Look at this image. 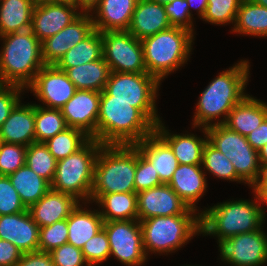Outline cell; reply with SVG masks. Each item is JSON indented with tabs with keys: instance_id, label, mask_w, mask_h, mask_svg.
Masks as SVG:
<instances>
[{
	"instance_id": "9c48e42d",
	"label": "cell",
	"mask_w": 267,
	"mask_h": 266,
	"mask_svg": "<svg viewBox=\"0 0 267 266\" xmlns=\"http://www.w3.org/2000/svg\"><path fill=\"white\" fill-rule=\"evenodd\" d=\"M208 142L223 153L234 165L236 174L253 187L259 180L263 169L258 151L245 136L230 130L224 124L206 127Z\"/></svg>"
},
{
	"instance_id": "7bdbcfd3",
	"label": "cell",
	"mask_w": 267,
	"mask_h": 266,
	"mask_svg": "<svg viewBox=\"0 0 267 266\" xmlns=\"http://www.w3.org/2000/svg\"><path fill=\"white\" fill-rule=\"evenodd\" d=\"M163 184L155 172L153 165L139 152L136 146V172H135V192L150 189Z\"/></svg>"
},
{
	"instance_id": "ffe728a7",
	"label": "cell",
	"mask_w": 267,
	"mask_h": 266,
	"mask_svg": "<svg viewBox=\"0 0 267 266\" xmlns=\"http://www.w3.org/2000/svg\"><path fill=\"white\" fill-rule=\"evenodd\" d=\"M79 203L69 194L50 189L28 210L33 221L41 228L67 219Z\"/></svg>"
},
{
	"instance_id": "f5cc1de1",
	"label": "cell",
	"mask_w": 267,
	"mask_h": 266,
	"mask_svg": "<svg viewBox=\"0 0 267 266\" xmlns=\"http://www.w3.org/2000/svg\"><path fill=\"white\" fill-rule=\"evenodd\" d=\"M100 0H74V5L82 8V13H88L98 5ZM84 10V11H83Z\"/></svg>"
},
{
	"instance_id": "5bb4252c",
	"label": "cell",
	"mask_w": 267,
	"mask_h": 266,
	"mask_svg": "<svg viewBox=\"0 0 267 266\" xmlns=\"http://www.w3.org/2000/svg\"><path fill=\"white\" fill-rule=\"evenodd\" d=\"M47 108L61 109L77 91L65 71L56 65H44L28 86Z\"/></svg>"
},
{
	"instance_id": "83f0119b",
	"label": "cell",
	"mask_w": 267,
	"mask_h": 266,
	"mask_svg": "<svg viewBox=\"0 0 267 266\" xmlns=\"http://www.w3.org/2000/svg\"><path fill=\"white\" fill-rule=\"evenodd\" d=\"M81 205L72 211L67 218L68 241L76 248L82 249L84 244L103 228L100 212L81 209Z\"/></svg>"
},
{
	"instance_id": "1f68e13d",
	"label": "cell",
	"mask_w": 267,
	"mask_h": 266,
	"mask_svg": "<svg viewBox=\"0 0 267 266\" xmlns=\"http://www.w3.org/2000/svg\"><path fill=\"white\" fill-rule=\"evenodd\" d=\"M103 58V42L100 31L94 29L85 39L67 51L56 66L65 71Z\"/></svg>"
},
{
	"instance_id": "44dd1931",
	"label": "cell",
	"mask_w": 267,
	"mask_h": 266,
	"mask_svg": "<svg viewBox=\"0 0 267 266\" xmlns=\"http://www.w3.org/2000/svg\"><path fill=\"white\" fill-rule=\"evenodd\" d=\"M0 142L29 146L35 139V105H20L11 111L0 127Z\"/></svg>"
},
{
	"instance_id": "d590c367",
	"label": "cell",
	"mask_w": 267,
	"mask_h": 266,
	"mask_svg": "<svg viewBox=\"0 0 267 266\" xmlns=\"http://www.w3.org/2000/svg\"><path fill=\"white\" fill-rule=\"evenodd\" d=\"M90 139L82 130L68 127L44 142L50 153L58 161L79 150Z\"/></svg>"
},
{
	"instance_id": "6f0895ef",
	"label": "cell",
	"mask_w": 267,
	"mask_h": 266,
	"mask_svg": "<svg viewBox=\"0 0 267 266\" xmlns=\"http://www.w3.org/2000/svg\"><path fill=\"white\" fill-rule=\"evenodd\" d=\"M149 1L156 2L165 6L166 4H170L174 0H149Z\"/></svg>"
},
{
	"instance_id": "7dc6e473",
	"label": "cell",
	"mask_w": 267,
	"mask_h": 266,
	"mask_svg": "<svg viewBox=\"0 0 267 266\" xmlns=\"http://www.w3.org/2000/svg\"><path fill=\"white\" fill-rule=\"evenodd\" d=\"M22 89L23 87L21 86L7 84L0 88V127L20 102L19 95Z\"/></svg>"
},
{
	"instance_id": "8fae6325",
	"label": "cell",
	"mask_w": 267,
	"mask_h": 266,
	"mask_svg": "<svg viewBox=\"0 0 267 266\" xmlns=\"http://www.w3.org/2000/svg\"><path fill=\"white\" fill-rule=\"evenodd\" d=\"M103 58L111 72L147 73L141 40L128 30L101 33Z\"/></svg>"
},
{
	"instance_id": "3957f363",
	"label": "cell",
	"mask_w": 267,
	"mask_h": 266,
	"mask_svg": "<svg viewBox=\"0 0 267 266\" xmlns=\"http://www.w3.org/2000/svg\"><path fill=\"white\" fill-rule=\"evenodd\" d=\"M5 41L0 54V79L3 84L23 88L33 82L45 65L41 42L31 29L1 36Z\"/></svg>"
},
{
	"instance_id": "ab89813d",
	"label": "cell",
	"mask_w": 267,
	"mask_h": 266,
	"mask_svg": "<svg viewBox=\"0 0 267 266\" xmlns=\"http://www.w3.org/2000/svg\"><path fill=\"white\" fill-rule=\"evenodd\" d=\"M68 241L67 219L57 221L50 226L39 229L38 250L51 252L53 249L66 244Z\"/></svg>"
},
{
	"instance_id": "d6986e66",
	"label": "cell",
	"mask_w": 267,
	"mask_h": 266,
	"mask_svg": "<svg viewBox=\"0 0 267 266\" xmlns=\"http://www.w3.org/2000/svg\"><path fill=\"white\" fill-rule=\"evenodd\" d=\"M39 229L29 210L0 216V239L11 242L22 253L38 251Z\"/></svg>"
},
{
	"instance_id": "db71d44e",
	"label": "cell",
	"mask_w": 267,
	"mask_h": 266,
	"mask_svg": "<svg viewBox=\"0 0 267 266\" xmlns=\"http://www.w3.org/2000/svg\"><path fill=\"white\" fill-rule=\"evenodd\" d=\"M187 2H188L189 9L191 7L193 8V5L197 3L198 6L195 8L198 9V12H199L198 14L201 16V18H203L206 12V9H207L208 0H187Z\"/></svg>"
},
{
	"instance_id": "ac0fdd59",
	"label": "cell",
	"mask_w": 267,
	"mask_h": 266,
	"mask_svg": "<svg viewBox=\"0 0 267 266\" xmlns=\"http://www.w3.org/2000/svg\"><path fill=\"white\" fill-rule=\"evenodd\" d=\"M136 194L139 221L154 216L180 215L189 209L168 184H161Z\"/></svg>"
},
{
	"instance_id": "e575fe53",
	"label": "cell",
	"mask_w": 267,
	"mask_h": 266,
	"mask_svg": "<svg viewBox=\"0 0 267 266\" xmlns=\"http://www.w3.org/2000/svg\"><path fill=\"white\" fill-rule=\"evenodd\" d=\"M68 128L61 109L46 108L35 104V139L44 143Z\"/></svg>"
},
{
	"instance_id": "7a4b0ae2",
	"label": "cell",
	"mask_w": 267,
	"mask_h": 266,
	"mask_svg": "<svg viewBox=\"0 0 267 266\" xmlns=\"http://www.w3.org/2000/svg\"><path fill=\"white\" fill-rule=\"evenodd\" d=\"M249 62L241 61L217 76L200 95L194 116V127H209L210 121L224 115L216 124H224L229 112L247 95L244 94L248 81Z\"/></svg>"
},
{
	"instance_id": "cb8c5ba5",
	"label": "cell",
	"mask_w": 267,
	"mask_h": 266,
	"mask_svg": "<svg viewBox=\"0 0 267 266\" xmlns=\"http://www.w3.org/2000/svg\"><path fill=\"white\" fill-rule=\"evenodd\" d=\"M138 0H100L94 8L98 19H93L97 31L128 30Z\"/></svg>"
},
{
	"instance_id": "2e32d148",
	"label": "cell",
	"mask_w": 267,
	"mask_h": 266,
	"mask_svg": "<svg viewBox=\"0 0 267 266\" xmlns=\"http://www.w3.org/2000/svg\"><path fill=\"white\" fill-rule=\"evenodd\" d=\"M76 10L74 4L37 0L32 12L31 31L40 42H43L73 22L81 14Z\"/></svg>"
},
{
	"instance_id": "b9f144b4",
	"label": "cell",
	"mask_w": 267,
	"mask_h": 266,
	"mask_svg": "<svg viewBox=\"0 0 267 266\" xmlns=\"http://www.w3.org/2000/svg\"><path fill=\"white\" fill-rule=\"evenodd\" d=\"M81 250L88 266H95L94 264L107 260L110 256V246L105 229H100L84 244Z\"/></svg>"
},
{
	"instance_id": "4dcf8cb0",
	"label": "cell",
	"mask_w": 267,
	"mask_h": 266,
	"mask_svg": "<svg viewBox=\"0 0 267 266\" xmlns=\"http://www.w3.org/2000/svg\"><path fill=\"white\" fill-rule=\"evenodd\" d=\"M8 177L27 209L51 189V184L26 164Z\"/></svg>"
},
{
	"instance_id": "bcb514c9",
	"label": "cell",
	"mask_w": 267,
	"mask_h": 266,
	"mask_svg": "<svg viewBox=\"0 0 267 266\" xmlns=\"http://www.w3.org/2000/svg\"><path fill=\"white\" fill-rule=\"evenodd\" d=\"M49 253L55 266H83L86 263L82 250L69 243L63 244Z\"/></svg>"
},
{
	"instance_id": "f907efd6",
	"label": "cell",
	"mask_w": 267,
	"mask_h": 266,
	"mask_svg": "<svg viewBox=\"0 0 267 266\" xmlns=\"http://www.w3.org/2000/svg\"><path fill=\"white\" fill-rule=\"evenodd\" d=\"M248 143L255 149L259 150L267 143V118L255 130L247 136Z\"/></svg>"
},
{
	"instance_id": "c3c4849f",
	"label": "cell",
	"mask_w": 267,
	"mask_h": 266,
	"mask_svg": "<svg viewBox=\"0 0 267 266\" xmlns=\"http://www.w3.org/2000/svg\"><path fill=\"white\" fill-rule=\"evenodd\" d=\"M22 254L11 242L0 239V266H16Z\"/></svg>"
},
{
	"instance_id": "d4e9b609",
	"label": "cell",
	"mask_w": 267,
	"mask_h": 266,
	"mask_svg": "<svg viewBox=\"0 0 267 266\" xmlns=\"http://www.w3.org/2000/svg\"><path fill=\"white\" fill-rule=\"evenodd\" d=\"M201 165L179 164L168 185L189 206L195 208V202L206 190V178Z\"/></svg>"
},
{
	"instance_id": "277c9868",
	"label": "cell",
	"mask_w": 267,
	"mask_h": 266,
	"mask_svg": "<svg viewBox=\"0 0 267 266\" xmlns=\"http://www.w3.org/2000/svg\"><path fill=\"white\" fill-rule=\"evenodd\" d=\"M136 145H103L94 166L90 200L103 194L135 192Z\"/></svg>"
},
{
	"instance_id": "f6af8a7d",
	"label": "cell",
	"mask_w": 267,
	"mask_h": 266,
	"mask_svg": "<svg viewBox=\"0 0 267 266\" xmlns=\"http://www.w3.org/2000/svg\"><path fill=\"white\" fill-rule=\"evenodd\" d=\"M164 7L171 26L180 27L193 33L192 17L187 0H174Z\"/></svg>"
},
{
	"instance_id": "d6a6232c",
	"label": "cell",
	"mask_w": 267,
	"mask_h": 266,
	"mask_svg": "<svg viewBox=\"0 0 267 266\" xmlns=\"http://www.w3.org/2000/svg\"><path fill=\"white\" fill-rule=\"evenodd\" d=\"M96 202L105 207L100 212L103 221L138 219L136 192L103 194Z\"/></svg>"
},
{
	"instance_id": "52a82bcc",
	"label": "cell",
	"mask_w": 267,
	"mask_h": 266,
	"mask_svg": "<svg viewBox=\"0 0 267 266\" xmlns=\"http://www.w3.org/2000/svg\"><path fill=\"white\" fill-rule=\"evenodd\" d=\"M189 208L184 214L154 216L140 221L143 248L153 252H171L180 248L196 233L201 232V215ZM193 214V216H192ZM196 216V217H195Z\"/></svg>"
},
{
	"instance_id": "6da1fadb",
	"label": "cell",
	"mask_w": 267,
	"mask_h": 266,
	"mask_svg": "<svg viewBox=\"0 0 267 266\" xmlns=\"http://www.w3.org/2000/svg\"><path fill=\"white\" fill-rule=\"evenodd\" d=\"M155 125L131 103L110 101L100 92L96 140L102 145H135L155 132Z\"/></svg>"
},
{
	"instance_id": "8d00e7d4",
	"label": "cell",
	"mask_w": 267,
	"mask_h": 266,
	"mask_svg": "<svg viewBox=\"0 0 267 266\" xmlns=\"http://www.w3.org/2000/svg\"><path fill=\"white\" fill-rule=\"evenodd\" d=\"M25 164L50 184L53 182L57 160L44 143L34 142L27 146Z\"/></svg>"
},
{
	"instance_id": "7c38bea8",
	"label": "cell",
	"mask_w": 267,
	"mask_h": 266,
	"mask_svg": "<svg viewBox=\"0 0 267 266\" xmlns=\"http://www.w3.org/2000/svg\"><path fill=\"white\" fill-rule=\"evenodd\" d=\"M137 220L103 222L109 240L110 255L128 266L142 265L147 259L140 221Z\"/></svg>"
},
{
	"instance_id": "836d02e7",
	"label": "cell",
	"mask_w": 267,
	"mask_h": 266,
	"mask_svg": "<svg viewBox=\"0 0 267 266\" xmlns=\"http://www.w3.org/2000/svg\"><path fill=\"white\" fill-rule=\"evenodd\" d=\"M234 27L233 32L267 36V8L252 0H242Z\"/></svg>"
},
{
	"instance_id": "60d3db41",
	"label": "cell",
	"mask_w": 267,
	"mask_h": 266,
	"mask_svg": "<svg viewBox=\"0 0 267 266\" xmlns=\"http://www.w3.org/2000/svg\"><path fill=\"white\" fill-rule=\"evenodd\" d=\"M27 146L0 142V176H8L25 164Z\"/></svg>"
},
{
	"instance_id": "8992f818",
	"label": "cell",
	"mask_w": 267,
	"mask_h": 266,
	"mask_svg": "<svg viewBox=\"0 0 267 266\" xmlns=\"http://www.w3.org/2000/svg\"><path fill=\"white\" fill-rule=\"evenodd\" d=\"M264 214L256 202H223L200 213L201 233L217 235L218 238H230L260 230Z\"/></svg>"
},
{
	"instance_id": "ee69618b",
	"label": "cell",
	"mask_w": 267,
	"mask_h": 266,
	"mask_svg": "<svg viewBox=\"0 0 267 266\" xmlns=\"http://www.w3.org/2000/svg\"><path fill=\"white\" fill-rule=\"evenodd\" d=\"M28 210L8 176H0V216Z\"/></svg>"
},
{
	"instance_id": "9a60e30c",
	"label": "cell",
	"mask_w": 267,
	"mask_h": 266,
	"mask_svg": "<svg viewBox=\"0 0 267 266\" xmlns=\"http://www.w3.org/2000/svg\"><path fill=\"white\" fill-rule=\"evenodd\" d=\"M93 15L81 13L73 22L54 36L41 42L45 65H56L64 54L85 39L93 30Z\"/></svg>"
},
{
	"instance_id": "603a6c76",
	"label": "cell",
	"mask_w": 267,
	"mask_h": 266,
	"mask_svg": "<svg viewBox=\"0 0 267 266\" xmlns=\"http://www.w3.org/2000/svg\"><path fill=\"white\" fill-rule=\"evenodd\" d=\"M139 152L153 165L163 184H168L179 163L170 146L156 133L135 144Z\"/></svg>"
},
{
	"instance_id": "816d5d0a",
	"label": "cell",
	"mask_w": 267,
	"mask_h": 266,
	"mask_svg": "<svg viewBox=\"0 0 267 266\" xmlns=\"http://www.w3.org/2000/svg\"><path fill=\"white\" fill-rule=\"evenodd\" d=\"M255 196L259 201L267 203V169L263 170L258 182L253 186Z\"/></svg>"
},
{
	"instance_id": "f1b7e54d",
	"label": "cell",
	"mask_w": 267,
	"mask_h": 266,
	"mask_svg": "<svg viewBox=\"0 0 267 266\" xmlns=\"http://www.w3.org/2000/svg\"><path fill=\"white\" fill-rule=\"evenodd\" d=\"M37 0H0V36L31 29Z\"/></svg>"
},
{
	"instance_id": "11a10c76",
	"label": "cell",
	"mask_w": 267,
	"mask_h": 266,
	"mask_svg": "<svg viewBox=\"0 0 267 266\" xmlns=\"http://www.w3.org/2000/svg\"><path fill=\"white\" fill-rule=\"evenodd\" d=\"M258 155L262 169H267V143L258 150Z\"/></svg>"
},
{
	"instance_id": "7402d4cb",
	"label": "cell",
	"mask_w": 267,
	"mask_h": 266,
	"mask_svg": "<svg viewBox=\"0 0 267 266\" xmlns=\"http://www.w3.org/2000/svg\"><path fill=\"white\" fill-rule=\"evenodd\" d=\"M170 27L171 24L162 4L138 0L128 31L138 40H142Z\"/></svg>"
},
{
	"instance_id": "681fc988",
	"label": "cell",
	"mask_w": 267,
	"mask_h": 266,
	"mask_svg": "<svg viewBox=\"0 0 267 266\" xmlns=\"http://www.w3.org/2000/svg\"><path fill=\"white\" fill-rule=\"evenodd\" d=\"M16 266H55L50 253L34 251L23 253Z\"/></svg>"
},
{
	"instance_id": "e0dca14e",
	"label": "cell",
	"mask_w": 267,
	"mask_h": 266,
	"mask_svg": "<svg viewBox=\"0 0 267 266\" xmlns=\"http://www.w3.org/2000/svg\"><path fill=\"white\" fill-rule=\"evenodd\" d=\"M99 106L100 92L77 90L61 111L68 127L80 129L90 138L96 139Z\"/></svg>"
},
{
	"instance_id": "91938a15",
	"label": "cell",
	"mask_w": 267,
	"mask_h": 266,
	"mask_svg": "<svg viewBox=\"0 0 267 266\" xmlns=\"http://www.w3.org/2000/svg\"><path fill=\"white\" fill-rule=\"evenodd\" d=\"M4 84L2 83L1 79H0V88L3 86Z\"/></svg>"
},
{
	"instance_id": "5b68a950",
	"label": "cell",
	"mask_w": 267,
	"mask_h": 266,
	"mask_svg": "<svg viewBox=\"0 0 267 266\" xmlns=\"http://www.w3.org/2000/svg\"><path fill=\"white\" fill-rule=\"evenodd\" d=\"M192 32L171 26L141 40L144 63L149 75L159 82L185 63L191 51Z\"/></svg>"
},
{
	"instance_id": "f546056e",
	"label": "cell",
	"mask_w": 267,
	"mask_h": 266,
	"mask_svg": "<svg viewBox=\"0 0 267 266\" xmlns=\"http://www.w3.org/2000/svg\"><path fill=\"white\" fill-rule=\"evenodd\" d=\"M68 79L77 90L102 92L105 89L111 70L104 58L78 67L65 70Z\"/></svg>"
},
{
	"instance_id": "30bf717a",
	"label": "cell",
	"mask_w": 267,
	"mask_h": 266,
	"mask_svg": "<svg viewBox=\"0 0 267 266\" xmlns=\"http://www.w3.org/2000/svg\"><path fill=\"white\" fill-rule=\"evenodd\" d=\"M159 84L148 73L111 72L104 90L110 95V101L131 103L156 126L160 122L155 108Z\"/></svg>"
},
{
	"instance_id": "ba28073f",
	"label": "cell",
	"mask_w": 267,
	"mask_h": 266,
	"mask_svg": "<svg viewBox=\"0 0 267 266\" xmlns=\"http://www.w3.org/2000/svg\"><path fill=\"white\" fill-rule=\"evenodd\" d=\"M103 145L90 138L79 150L56 164V172L51 189L90 201L94 166ZM89 198V199H88Z\"/></svg>"
},
{
	"instance_id": "4316f807",
	"label": "cell",
	"mask_w": 267,
	"mask_h": 266,
	"mask_svg": "<svg viewBox=\"0 0 267 266\" xmlns=\"http://www.w3.org/2000/svg\"><path fill=\"white\" fill-rule=\"evenodd\" d=\"M267 118V104L246 96L229 112L224 123L230 130L247 136Z\"/></svg>"
},
{
	"instance_id": "f35d334b",
	"label": "cell",
	"mask_w": 267,
	"mask_h": 266,
	"mask_svg": "<svg viewBox=\"0 0 267 266\" xmlns=\"http://www.w3.org/2000/svg\"><path fill=\"white\" fill-rule=\"evenodd\" d=\"M242 0H208L203 20L212 24L234 22Z\"/></svg>"
},
{
	"instance_id": "74e56055",
	"label": "cell",
	"mask_w": 267,
	"mask_h": 266,
	"mask_svg": "<svg viewBox=\"0 0 267 266\" xmlns=\"http://www.w3.org/2000/svg\"><path fill=\"white\" fill-rule=\"evenodd\" d=\"M202 165L218 178L230 181H243L236 174L232 162L208 141L203 150Z\"/></svg>"
},
{
	"instance_id": "9f6ffc18",
	"label": "cell",
	"mask_w": 267,
	"mask_h": 266,
	"mask_svg": "<svg viewBox=\"0 0 267 266\" xmlns=\"http://www.w3.org/2000/svg\"><path fill=\"white\" fill-rule=\"evenodd\" d=\"M38 1H44L47 3H69L74 4V0H38Z\"/></svg>"
},
{
	"instance_id": "680465c9",
	"label": "cell",
	"mask_w": 267,
	"mask_h": 266,
	"mask_svg": "<svg viewBox=\"0 0 267 266\" xmlns=\"http://www.w3.org/2000/svg\"><path fill=\"white\" fill-rule=\"evenodd\" d=\"M254 3L267 8V0H252Z\"/></svg>"
},
{
	"instance_id": "484cf974",
	"label": "cell",
	"mask_w": 267,
	"mask_h": 266,
	"mask_svg": "<svg viewBox=\"0 0 267 266\" xmlns=\"http://www.w3.org/2000/svg\"><path fill=\"white\" fill-rule=\"evenodd\" d=\"M206 139L197 138L194 134H169L161 121L156 125L155 132L170 146L179 164L201 165L203 150L208 141L206 128H202Z\"/></svg>"
},
{
	"instance_id": "4fadbf2b",
	"label": "cell",
	"mask_w": 267,
	"mask_h": 266,
	"mask_svg": "<svg viewBox=\"0 0 267 266\" xmlns=\"http://www.w3.org/2000/svg\"><path fill=\"white\" fill-rule=\"evenodd\" d=\"M218 239L222 260L233 266H259L267 262V236L261 229Z\"/></svg>"
}]
</instances>
